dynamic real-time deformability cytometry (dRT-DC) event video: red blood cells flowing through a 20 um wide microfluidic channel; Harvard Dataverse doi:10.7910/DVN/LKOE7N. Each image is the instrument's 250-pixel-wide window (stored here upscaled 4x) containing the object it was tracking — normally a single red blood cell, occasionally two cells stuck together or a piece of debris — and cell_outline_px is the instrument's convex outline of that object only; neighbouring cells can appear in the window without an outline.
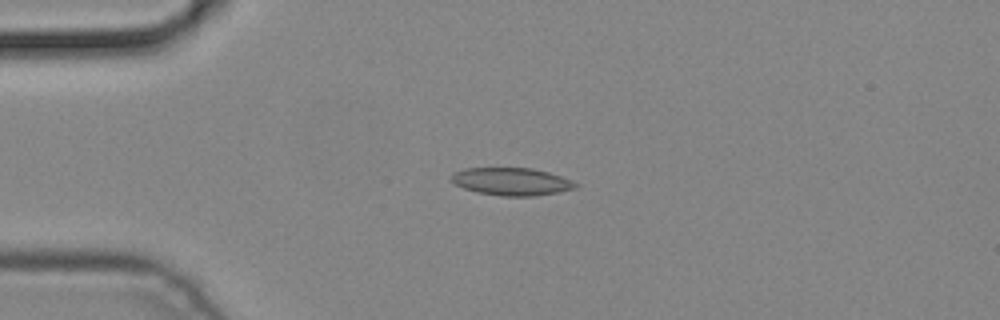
{"species": "common noctule bat (a hibernating species)", "species_latin": "Nyctalus noctula", "temperature_condition": "cold", "stored_images_in_passage": 3, "camera_frame_rate_fps": 3000, "um_per_image_px": 0.085, "animal": {"sex": "male", "body_mass_g": 19.2, "forearm_length_mm": 51.8}, "frame": {"image": 1, "passage_image": 1, "time_ms": 0.0, "image_size_px": [1000, 320], "cell_outline_px": [[580, 184], [576, 188], [556, 192], [532, 196], [500, 196], [476, 192], [464, 188], [456, 184], [448, 176], [452, 172], [464, 168], [532, 168], [548, 172], [560, 176]], "centroid_in_image_um": [43.44, 15.42], "position_along_channel_um": 41.6, "area_um2": 20.0}}
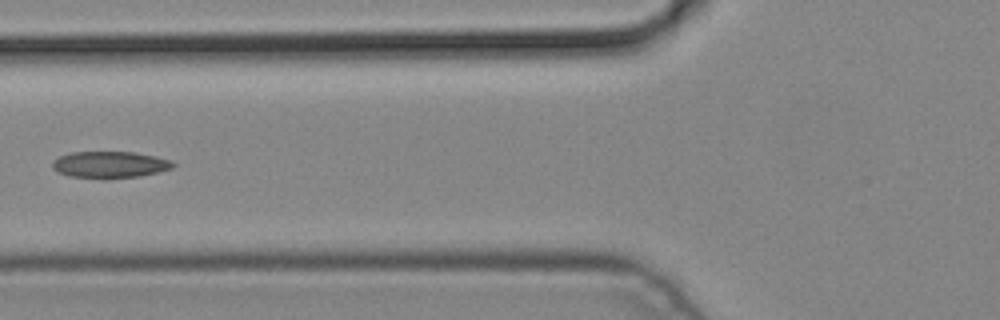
{"frame": {"image": 2, "passage_image": 3, "time_ms": 0.667, "image_size_px": [1000, 320], "cell_outline_px": [[176, 164], [172, 168], [140, 176], [108, 180], [104, 180], [68, 176], [56, 172], [52, 168], [52, 160], [60, 156], [72, 152], [132, 152], [156, 156], [172, 160]], "centroid_in_image_um": [9.3, 14.02], "position_along_channel_um": 116.5, "area_um2": 19.19}}